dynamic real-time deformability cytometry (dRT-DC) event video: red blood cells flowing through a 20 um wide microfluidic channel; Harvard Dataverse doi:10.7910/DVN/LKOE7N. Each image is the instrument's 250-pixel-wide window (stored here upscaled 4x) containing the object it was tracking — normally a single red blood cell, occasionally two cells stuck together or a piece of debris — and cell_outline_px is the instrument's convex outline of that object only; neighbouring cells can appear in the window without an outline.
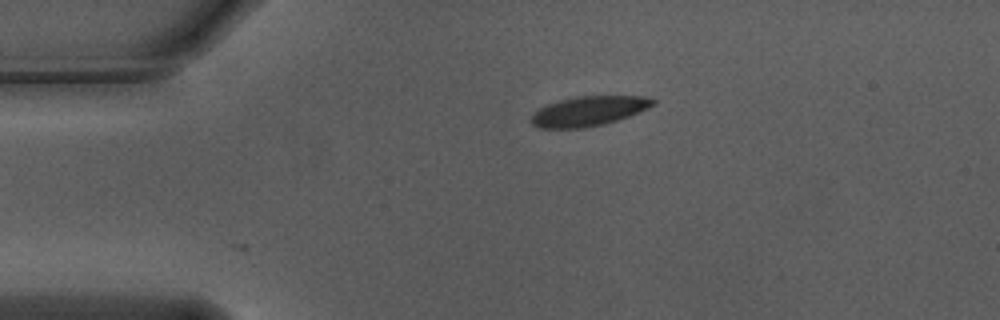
{"species": "Egyptian fruit bat (a non-hibernating species)", "species_latin": "Rousettus aegyptiacus", "temperature_condition": "warm", "stored_images_in_passage": 3, "camera_frame_rate_fps": 3000, "um_per_image_px": 0.085, "animal": {"sex": "male"}, "frame": {"image": 1, "passage_image": 3, "time_ms": 0.667, "image_size_px": [1000, 320], "cell_outline_px": [[656, 104], [648, 108], [628, 116], [604, 124], [584, 128], [540, 128], [532, 124], [532, 112], [548, 104], [560, 100], [576, 96], [644, 96], [656, 100]], "centroid_in_image_um": [50.04, 9.44], "position_along_channel_um": 35.0, "area_um2": 20.98}}